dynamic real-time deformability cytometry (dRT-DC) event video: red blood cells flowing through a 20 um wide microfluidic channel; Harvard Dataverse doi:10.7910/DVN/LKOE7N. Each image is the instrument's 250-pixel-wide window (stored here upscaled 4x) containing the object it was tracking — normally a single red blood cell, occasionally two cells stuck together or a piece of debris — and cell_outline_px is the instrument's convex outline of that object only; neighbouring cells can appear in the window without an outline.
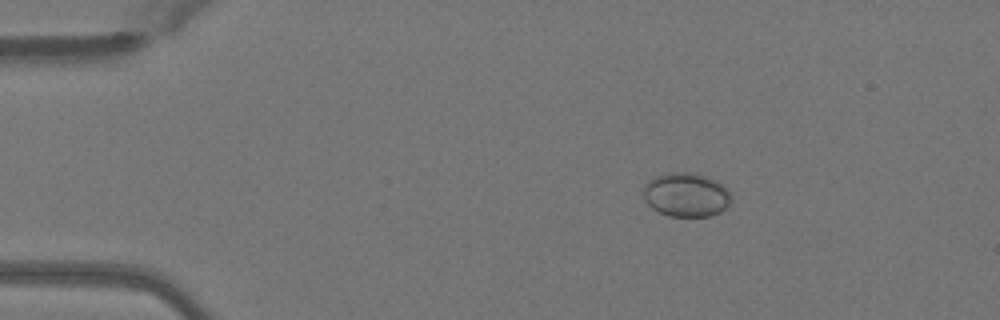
{"species": "Egyptian fruit bat (a non-hibernating species)", "species_latin": "Rousettus aegyptiacus", "temperature_condition": "warm", "stored_images_in_passage": 43, "camera_frame_rate_fps": 3000, "um_per_image_px": 0.085, "animal": {"sex": "female"}, "frame": {"image": 1, "passage_image": 1, "time_ms": 0.0, "image_size_px": [1000, 320], "cell_outline_px": [[732, 200], [720, 212], [712, 216], [668, 216], [652, 208], [644, 200], [644, 184], [648, 180], [656, 176], [672, 172], [696, 172], [708, 176], [724, 184], [728, 188], [732, 196]], "centroid_in_image_um": [58.35, 16.54], "position_along_channel_um": 26.6, "area_um2": 22.89}}
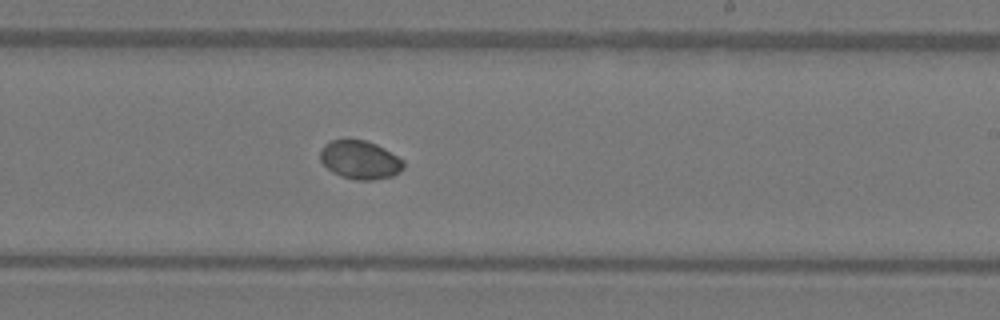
{"frame": {"image": 2, "passage_image": 23, "time_ms": 7.333, "image_size_px": [1000, 320], "cell_outline_px": [[404, 168], [400, 172], [392, 176], [372, 180], [356, 180], [340, 176], [332, 172], [320, 160], [320, 152], [324, 144], [332, 140], [348, 136], [364, 140], [376, 144], [384, 148], [404, 160]], "centroid_in_image_um": [30.59, 13.55], "position_along_channel_um": 258.4, "area_um2": 19.13}}
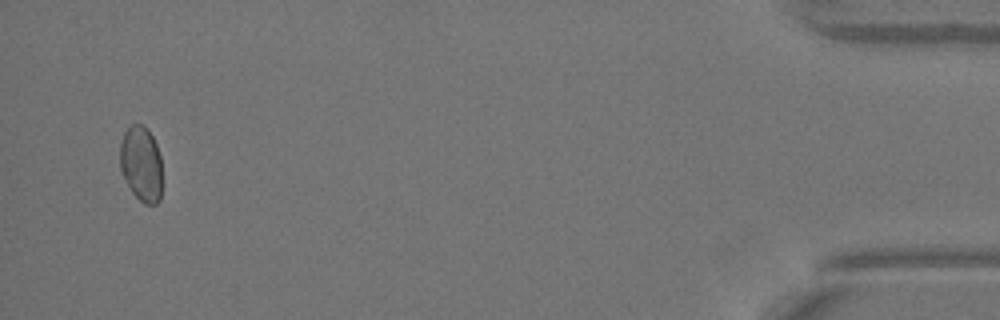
{"frame": {"image": 3, "passage_image": 41, "time_ms": 13.333, "image_size_px": [1000, 320], "cell_outline_px": [[160, 200], [156, 204], [144, 204], [132, 192], [120, 168], [120, 144], [124, 132], [132, 124], [144, 124], [148, 128], [156, 144], [160, 156]], "centroid_in_image_um": [11.99, 13.89], "position_along_channel_um": 423.2, "area_um2": 18.32}}